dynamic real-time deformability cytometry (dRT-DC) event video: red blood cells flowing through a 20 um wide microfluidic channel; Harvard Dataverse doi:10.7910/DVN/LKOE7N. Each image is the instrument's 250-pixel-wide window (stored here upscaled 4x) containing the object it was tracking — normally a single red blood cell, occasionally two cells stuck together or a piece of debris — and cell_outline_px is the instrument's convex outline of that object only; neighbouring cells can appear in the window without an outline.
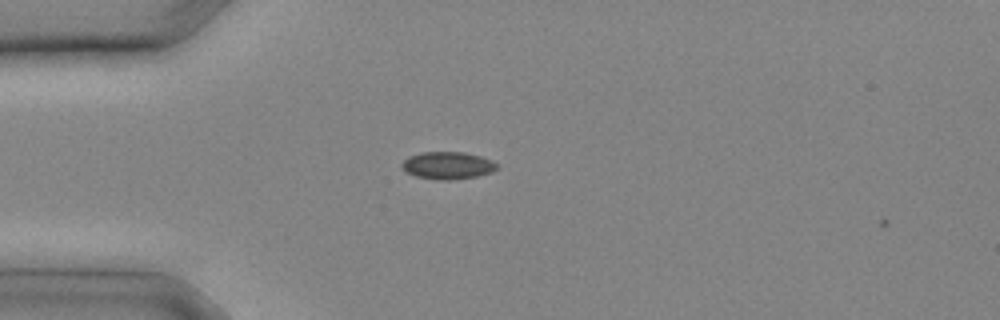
{"species": "common noctule bat (a hibernating species)", "species_latin": "Nyctalus noctula", "temperature_condition": "cold", "stored_images_in_passage": 3, "camera_frame_rate_fps": 3000, "um_per_image_px": 0.085, "animal": {"sex": "male", "body_mass_g": 20.4}, "frame": {"image": 1, "passage_image": 2, "time_ms": 0.333, "image_size_px": [1000, 320], "cell_outline_px": [[500, 168], [492, 172], [476, 176], [448, 180], [436, 180], [416, 176], [400, 168], [400, 164], [408, 156], [420, 152], [464, 152], [480, 156], [492, 160], [500, 164]], "centroid_in_image_um": [38.07, 14.05], "position_along_channel_um": 46.9, "area_um2": 15.37}}